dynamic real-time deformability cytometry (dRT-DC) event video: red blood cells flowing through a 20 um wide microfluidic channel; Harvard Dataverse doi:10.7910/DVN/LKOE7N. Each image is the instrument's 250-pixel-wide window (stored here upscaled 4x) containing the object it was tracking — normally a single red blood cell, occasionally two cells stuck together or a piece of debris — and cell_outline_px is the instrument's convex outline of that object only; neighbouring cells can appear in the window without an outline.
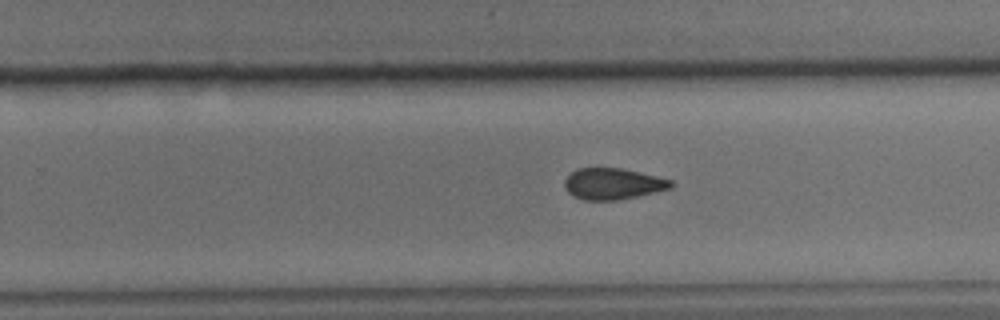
{"species": "common noctule bat (a hibernating species)", "species_latin": "Nyctalus noctula", "temperature_condition": "cold", "stored_images_in_passage": 31, "camera_frame_rate_fps": 3000, "um_per_image_px": 0.085, "animal": {"sex": "male", "body_mass_g": 15.6}, "frame": {"image": 1, "passage_image": 23, "time_ms": 7.333, "image_size_px": [1000, 320], "cell_outline_px": [[672, 188], [636, 196], [616, 200], [584, 200], [572, 196], [564, 188], [564, 180], [576, 168], [620, 168], [656, 176], [672, 180]], "centroid_in_image_um": [52.05, 15.62], "position_along_channel_um": 277.7, "area_um2": 19.25}}
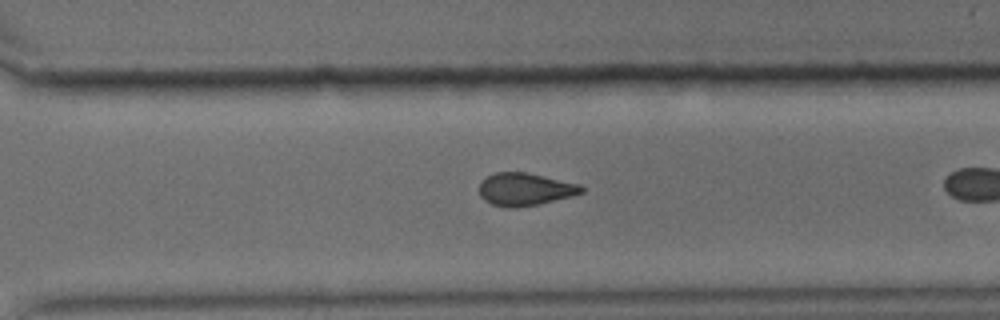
{"frame": {"image": 2, "passage_image": 27, "time_ms": 8.667, "image_size_px": [1000, 320], "cell_outline_px": [[584, 192], [572, 196], [536, 204], [516, 208], [504, 208], [492, 204], [484, 200], [480, 196], [480, 184], [488, 176], [496, 172], [524, 172], [580, 184], [584, 188]], "centroid_in_image_um": [44.62, 16.1], "position_along_channel_um": 326.0, "area_um2": 19.25}}